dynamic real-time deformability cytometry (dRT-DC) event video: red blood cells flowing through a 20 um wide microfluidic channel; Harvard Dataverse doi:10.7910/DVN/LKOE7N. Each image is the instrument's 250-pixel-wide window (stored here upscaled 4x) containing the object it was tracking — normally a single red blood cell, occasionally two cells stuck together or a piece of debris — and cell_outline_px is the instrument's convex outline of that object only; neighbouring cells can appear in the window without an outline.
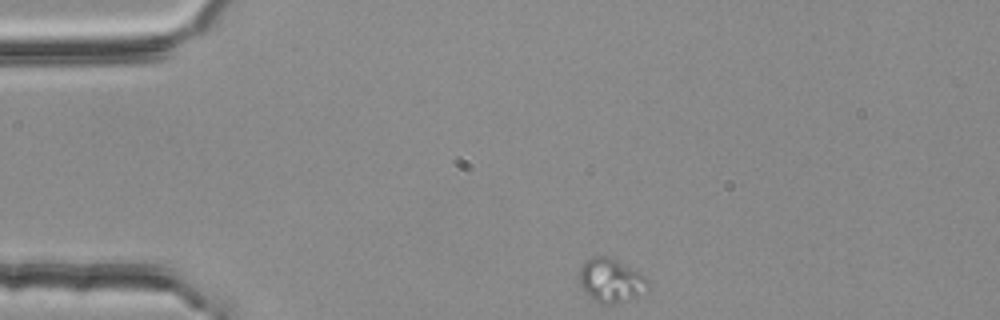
{"species": "common noctule bat (a hibernating species)", "species_latin": "Nyctalus noctula", "temperature_condition": "room temperature", "stored_images_in_passage": 38, "camera_frame_rate_fps": 3000, "um_per_image_px": 0.085, "animal": {"sex": "female", "body_mass_g": 25.1}, "frame": {"image": 1, "passage_image": 1, "time_ms": 0.0, "image_size_px": [1000, 320], "cell_outline_px": [[648, 288], [636, 296], [620, 304], [600, 304], [588, 296], [584, 292], [580, 284], [580, 268], [592, 256], [608, 256], [616, 260], [644, 276], [648, 280]], "centroid_in_image_um": [51.9, 23.87], "position_along_channel_um": 33.1, "area_um2": 17.28}}